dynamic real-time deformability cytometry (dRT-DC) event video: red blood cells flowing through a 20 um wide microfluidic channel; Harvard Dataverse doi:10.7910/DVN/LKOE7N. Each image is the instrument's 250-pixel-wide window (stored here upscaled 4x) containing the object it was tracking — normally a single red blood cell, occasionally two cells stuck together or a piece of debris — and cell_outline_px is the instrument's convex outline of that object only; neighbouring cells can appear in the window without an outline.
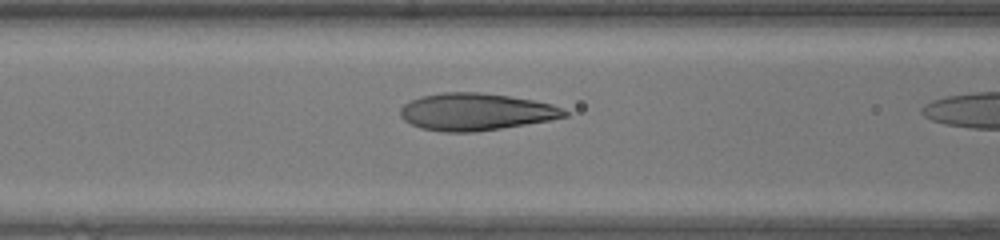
{"species": "human", "species_latin": "Homo sapiens", "temperature_condition": "warm", "stored_images_in_passage": 7, "camera_frame_rate_fps": 3000, "um_per_image_px": 0.085, "donor": {"sex": "female"}, "frame": {"image": 1, "passage_image": 6, "time_ms": 1.667, "image_size_px": [1000, 240], "cell_outline_px": [[568, 116], [548, 120], [500, 128], [472, 132], [444, 132], [420, 128], [404, 120], [400, 116], [400, 108], [404, 104], [420, 96], [440, 92], [480, 92], [508, 96], [532, 100], [552, 104], [568, 112]], "centroid_in_image_um": [40.4, 9.5], "position_along_channel_um": 126.2, "area_um2": 35.32}}